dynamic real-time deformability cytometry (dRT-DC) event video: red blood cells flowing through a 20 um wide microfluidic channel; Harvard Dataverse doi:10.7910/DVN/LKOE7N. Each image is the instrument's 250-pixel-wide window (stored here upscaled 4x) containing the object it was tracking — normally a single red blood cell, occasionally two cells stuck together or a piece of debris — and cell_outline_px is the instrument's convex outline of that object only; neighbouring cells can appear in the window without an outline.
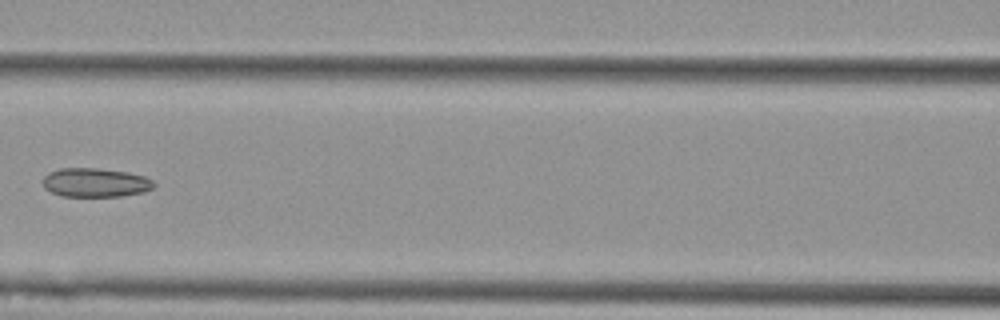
{"species": "Egyptian fruit bat (a non-hibernating species)", "species_latin": "Rousettus aegyptiacus", "temperature_condition": "cold", "stored_images_in_passage": 8, "camera_frame_rate_fps": 3000, "um_per_image_px": 0.085, "animal": {"sex": "female"}, "frame": {"image": 1, "passage_image": 7, "time_ms": 2.0, "image_size_px": [1000, 320], "cell_outline_px": [[156, 184], [152, 188], [144, 192], [120, 196], [64, 196], [52, 192], [44, 188], [44, 176], [48, 172], [60, 168], [96, 168], [128, 172], [144, 176], [152, 180]], "centroid_in_image_um": [8.11, 15.51], "position_along_channel_um": 158.5, "area_um2": 18.67}}
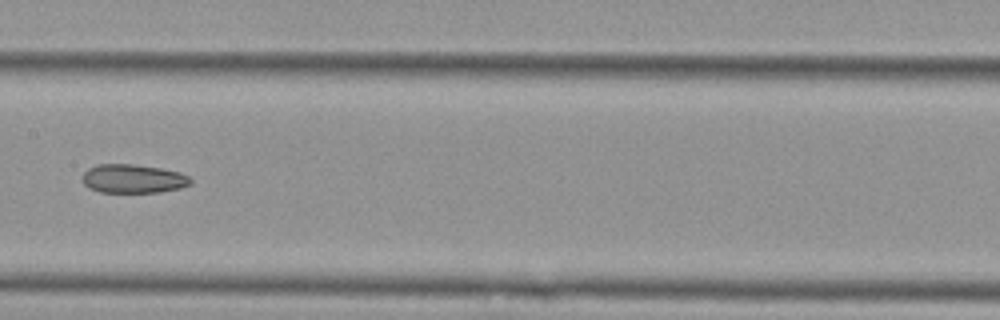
{"frame": {"image": 2, "passage_image": 8, "time_ms": 2.333, "image_size_px": [1000, 320], "cell_outline_px": [[192, 184], [180, 188], [160, 192], [100, 192], [88, 188], [84, 184], [84, 172], [88, 168], [96, 164], [132, 164], [160, 168], [180, 172], [188, 176], [192, 180]], "centroid_in_image_um": [11.33, 15.19], "position_along_channel_um": 196.1, "area_um2": 18.15}}